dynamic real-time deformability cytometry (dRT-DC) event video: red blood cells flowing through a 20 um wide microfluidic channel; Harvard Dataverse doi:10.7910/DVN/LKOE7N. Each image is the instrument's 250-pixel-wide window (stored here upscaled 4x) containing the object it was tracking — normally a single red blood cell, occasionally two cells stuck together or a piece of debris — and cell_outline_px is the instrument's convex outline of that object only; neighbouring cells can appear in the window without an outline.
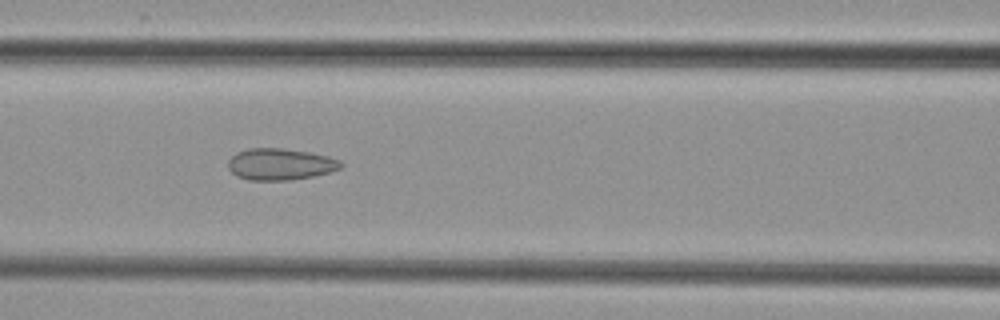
{"species": "common noctule bat (a hibernating species)", "species_latin": "Nyctalus noctula", "temperature_condition": "cold", "stored_images_in_passage": 6, "camera_frame_rate_fps": 3000, "um_per_image_px": 0.085, "animal": {"sex": "female", "body_mass_g": 29.2, "forearm_length_mm": 56.3}, "frame": {"image": 1, "passage_image": 5, "time_ms": 4.667, "image_size_px": [1000, 320], "cell_outline_px": [[344, 164], [340, 168], [328, 172], [312, 176], [292, 180], [248, 180], [236, 176], [228, 168], [228, 160], [236, 152], [248, 148], [280, 148], [308, 152], [328, 156], [340, 160]], "centroid_in_image_um": [23.79, 13.96], "position_along_channel_um": 142.8, "area_um2": 20.75}}
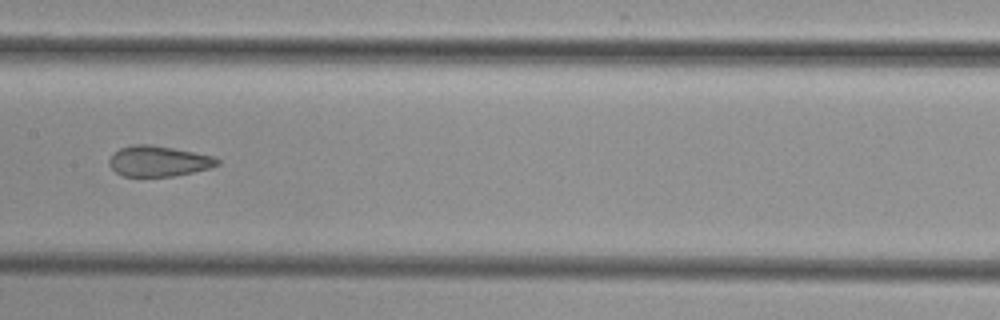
{"frame": {"image": 2, "passage_image": 6, "time_ms": 6.0, "image_size_px": [1000, 320], "cell_outline_px": [[220, 164], [208, 168], [192, 172], [172, 176], [124, 176], [116, 172], [108, 164], [108, 160], [112, 152], [120, 148], [132, 144], [148, 144], [172, 148], [212, 156], [220, 160]], "centroid_in_image_um": [13.42, 13.69], "position_along_channel_um": 194.0, "area_um2": 19.13}}